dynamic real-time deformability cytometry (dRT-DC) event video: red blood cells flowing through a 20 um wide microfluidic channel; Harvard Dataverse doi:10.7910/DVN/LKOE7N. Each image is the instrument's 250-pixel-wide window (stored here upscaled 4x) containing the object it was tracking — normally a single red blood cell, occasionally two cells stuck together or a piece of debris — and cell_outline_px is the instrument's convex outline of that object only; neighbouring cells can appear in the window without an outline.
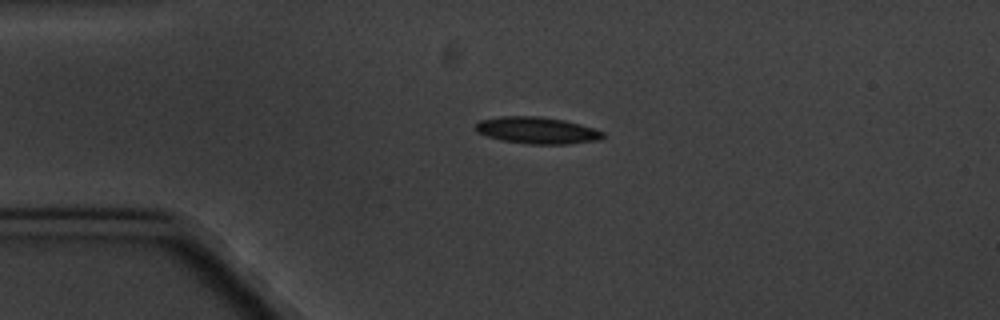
{"species": "common noctule bat (a hibernating species)", "species_latin": "Nyctalus noctula", "temperature_condition": "cold", "stored_images_in_passage": 4, "camera_frame_rate_fps": 3000, "um_per_image_px": 0.085, "animal": {"sex": "male", "body_mass_g": 20.1, "forearm_length_mm": 53.5}, "frame": {"image": 1, "passage_image": 3, "time_ms": 3.333, "image_size_px": [1000, 320], "cell_outline_px": [[604, 136], [600, 140], [568, 144], [528, 144], [500, 140], [476, 132], [476, 124], [480, 120], [500, 116], [540, 116], [564, 120], [580, 124], [604, 132]], "centroid_in_image_um": [45.65, 11.08], "position_along_channel_um": 39.4, "area_um2": 19.88}}